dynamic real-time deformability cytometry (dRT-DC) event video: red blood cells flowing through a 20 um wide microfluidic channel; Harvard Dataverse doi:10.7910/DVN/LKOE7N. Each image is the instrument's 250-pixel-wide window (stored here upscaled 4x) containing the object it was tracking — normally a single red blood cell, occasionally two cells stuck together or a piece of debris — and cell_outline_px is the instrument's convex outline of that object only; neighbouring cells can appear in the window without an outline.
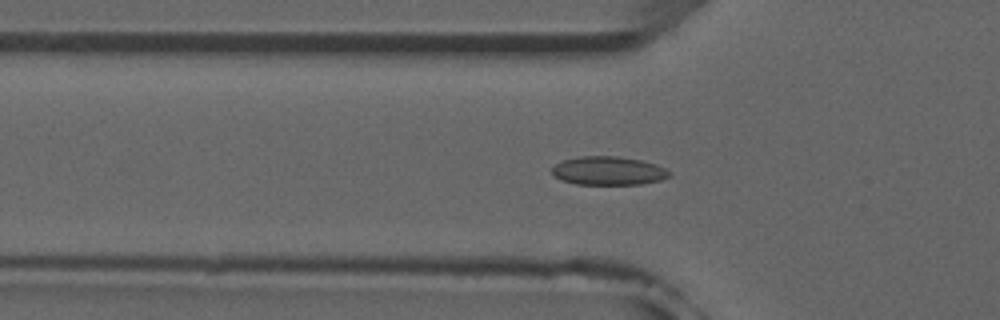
{"species": "common noctule bat (a hibernating species)", "species_latin": "Nyctalus noctula", "temperature_condition": "room temperature", "stored_images_in_passage": 47, "camera_frame_rate_fps": 3000, "um_per_image_px": 0.085, "animal": {"sex": "male", "forearm_length_mm": 52.5}, "frame": {"image": 1, "passage_image": 17, "time_ms": 5.333, "image_size_px": [1000, 320], "cell_outline_px": [[672, 172], [668, 176], [660, 180], [640, 184], [576, 184], [560, 180], [552, 172], [552, 168], [556, 164], [564, 160], [580, 156], [616, 156], [640, 160], [656, 164]], "centroid_in_image_um": [51.71, 14.51], "position_along_channel_um": 74.1, "area_um2": 19.36}}
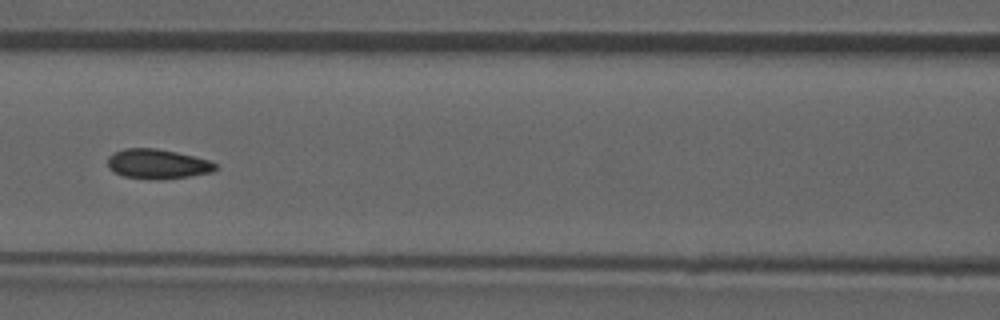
{"frame": {"image": 2, "passage_image": 23, "time_ms": 7.333, "image_size_px": [1000, 320], "cell_outline_px": [[216, 168], [212, 172], [188, 176], [160, 180], [124, 176], [112, 172], [108, 168], [108, 156], [124, 148], [156, 148], [176, 152], [212, 160], [216, 164]], "centroid_in_image_um": [13.39, 13.93], "position_along_channel_um": 153.2, "area_um2": 18.67}}
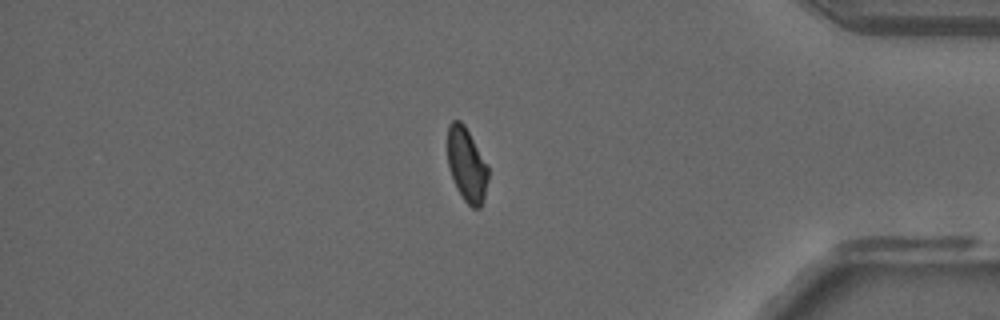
{"frame": {"image": 3, "passage_image": 44, "time_ms": 14.333, "image_size_px": [1000, 320], "cell_outline_px": [[488, 180], [484, 196], [480, 208], [472, 208], [464, 200], [452, 176], [448, 164], [448, 124], [452, 120], [460, 120], [464, 124], [488, 164]], "centroid_in_image_um": [39.69, 13.97], "position_along_channel_um": 395.5, "area_um2": 17.34}}